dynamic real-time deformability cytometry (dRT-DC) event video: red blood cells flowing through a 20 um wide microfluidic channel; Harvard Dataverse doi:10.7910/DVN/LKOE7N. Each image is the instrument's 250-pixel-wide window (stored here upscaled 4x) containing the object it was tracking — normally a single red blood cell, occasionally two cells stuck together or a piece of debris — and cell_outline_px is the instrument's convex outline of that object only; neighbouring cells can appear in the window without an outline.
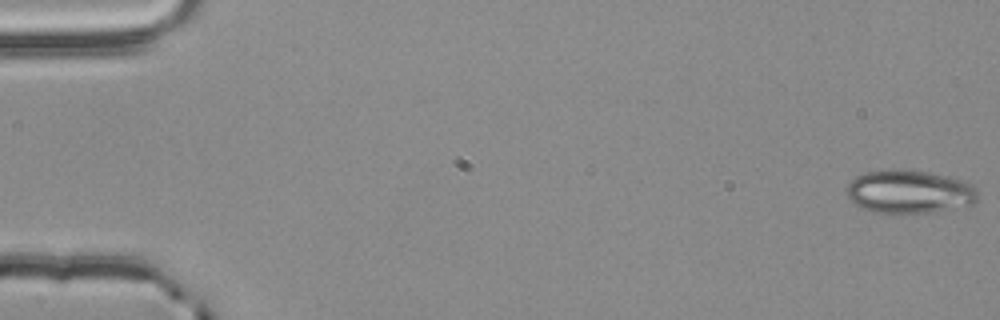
{"species": "common noctule bat (a hibernating species)", "species_latin": "Nyctalus noctula", "temperature_condition": "room temperature", "stored_images_in_passage": 55, "camera_frame_rate_fps": 3000, "um_per_image_px": 0.085, "animal": {"sex": "male", "body_mass_g": 20.4}, "frame": {"image": 1, "passage_image": 1, "time_ms": 0.0, "image_size_px": [1000, 320], "cell_outline_px": [[976, 200], [972, 204], [936, 212], [872, 212], [860, 208], [848, 196], [844, 188], [856, 176], [864, 172], [896, 168], [900, 168], [928, 172], [968, 180], [976, 188]], "centroid_in_image_um": [77.29, 16.27], "position_along_channel_um": 7.7, "area_um2": 33.35}}
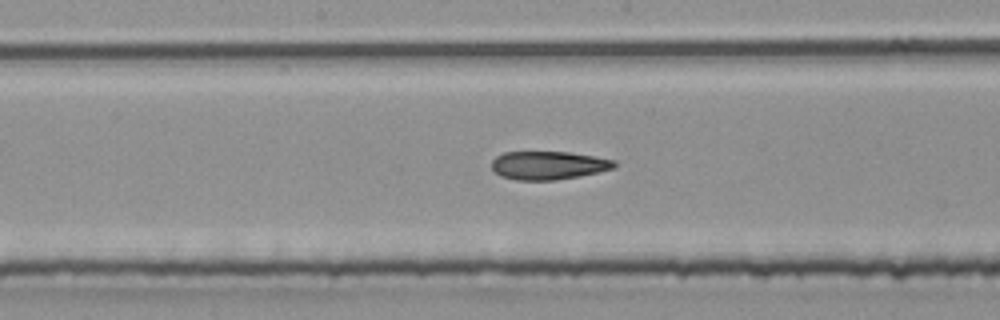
{"frame": {"image": 2, "passage_image": 29, "time_ms": 9.333, "image_size_px": [1000, 320], "cell_outline_px": [[616, 168], [600, 172], [580, 176], [556, 180], [516, 180], [500, 176], [492, 168], [492, 160], [496, 156], [504, 152], [568, 152], [616, 160]], "centroid_in_image_um": [46.63, 14.06], "position_along_channel_um": 201.6, "area_um2": 20.35}}
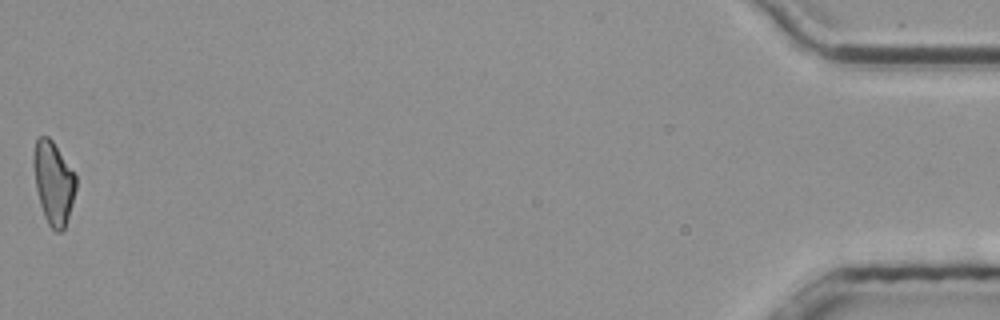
{"frame": {"image": 3, "passage_image": 55, "time_ms": 18.0, "image_size_px": [1000, 320], "cell_outline_px": [[76, 188], [72, 204], [64, 228], [60, 232], [56, 232], [48, 224], [44, 216], [40, 204], [36, 188], [32, 164], [32, 152], [36, 140], [40, 136], [48, 136], [52, 140], [76, 176]], "centroid_in_image_um": [4.51, 15.51], "position_along_channel_um": 430.7, "area_um2": 20.4}, "authors_computed_cell_mechanics": {"area_um2": 21.0392, "velocity_mm_per_s": 3.8428, "shape_relaxation_time_tau1_ms": null, "shape_relaxation_time_tau2_ms": 6.8465, "deformation_change_tau1": null, "deformation_change_tau2": 0.1572}}